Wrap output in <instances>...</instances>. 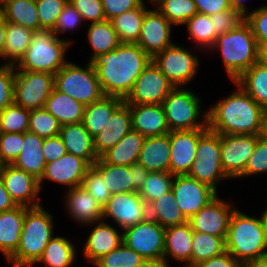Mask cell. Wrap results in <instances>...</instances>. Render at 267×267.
Segmentation results:
<instances>
[{"instance_id":"obj_1","label":"cell","mask_w":267,"mask_h":267,"mask_svg":"<svg viewBox=\"0 0 267 267\" xmlns=\"http://www.w3.org/2000/svg\"><path fill=\"white\" fill-rule=\"evenodd\" d=\"M151 60L137 43H121L107 54L96 57L92 64L104 95L125 100Z\"/></svg>"},{"instance_id":"obj_2","label":"cell","mask_w":267,"mask_h":267,"mask_svg":"<svg viewBox=\"0 0 267 267\" xmlns=\"http://www.w3.org/2000/svg\"><path fill=\"white\" fill-rule=\"evenodd\" d=\"M234 84L237 91L207 111L208 128L220 135H260L265 109Z\"/></svg>"},{"instance_id":"obj_3","label":"cell","mask_w":267,"mask_h":267,"mask_svg":"<svg viewBox=\"0 0 267 267\" xmlns=\"http://www.w3.org/2000/svg\"><path fill=\"white\" fill-rule=\"evenodd\" d=\"M41 206L29 208L17 250L7 259L13 267H31L38 262L53 237V219Z\"/></svg>"},{"instance_id":"obj_4","label":"cell","mask_w":267,"mask_h":267,"mask_svg":"<svg viewBox=\"0 0 267 267\" xmlns=\"http://www.w3.org/2000/svg\"><path fill=\"white\" fill-rule=\"evenodd\" d=\"M225 241L226 251L241 265L267 255V238L261 219L250 217L237 208L232 213Z\"/></svg>"},{"instance_id":"obj_5","label":"cell","mask_w":267,"mask_h":267,"mask_svg":"<svg viewBox=\"0 0 267 267\" xmlns=\"http://www.w3.org/2000/svg\"><path fill=\"white\" fill-rule=\"evenodd\" d=\"M213 47L219 48L224 69L234 82L258 60V43L246 21L217 36Z\"/></svg>"},{"instance_id":"obj_6","label":"cell","mask_w":267,"mask_h":267,"mask_svg":"<svg viewBox=\"0 0 267 267\" xmlns=\"http://www.w3.org/2000/svg\"><path fill=\"white\" fill-rule=\"evenodd\" d=\"M71 41L58 38L52 30L34 31L30 45L15 69L47 72L55 75L66 63L65 53Z\"/></svg>"},{"instance_id":"obj_7","label":"cell","mask_w":267,"mask_h":267,"mask_svg":"<svg viewBox=\"0 0 267 267\" xmlns=\"http://www.w3.org/2000/svg\"><path fill=\"white\" fill-rule=\"evenodd\" d=\"M54 84L57 91L72 97L84 106L105 96L92 62H88L85 68L67 62L54 75Z\"/></svg>"},{"instance_id":"obj_8","label":"cell","mask_w":267,"mask_h":267,"mask_svg":"<svg viewBox=\"0 0 267 267\" xmlns=\"http://www.w3.org/2000/svg\"><path fill=\"white\" fill-rule=\"evenodd\" d=\"M200 98L192 91L175 87L163 101V108L170 132L209 129L207 112L203 120L199 121L201 114Z\"/></svg>"},{"instance_id":"obj_9","label":"cell","mask_w":267,"mask_h":267,"mask_svg":"<svg viewBox=\"0 0 267 267\" xmlns=\"http://www.w3.org/2000/svg\"><path fill=\"white\" fill-rule=\"evenodd\" d=\"M123 243L145 260L163 267L165 228L147 218L144 222L123 230Z\"/></svg>"},{"instance_id":"obj_10","label":"cell","mask_w":267,"mask_h":267,"mask_svg":"<svg viewBox=\"0 0 267 267\" xmlns=\"http://www.w3.org/2000/svg\"><path fill=\"white\" fill-rule=\"evenodd\" d=\"M54 88L53 74L18 69L14 81V104L30 111L43 108Z\"/></svg>"},{"instance_id":"obj_11","label":"cell","mask_w":267,"mask_h":267,"mask_svg":"<svg viewBox=\"0 0 267 267\" xmlns=\"http://www.w3.org/2000/svg\"><path fill=\"white\" fill-rule=\"evenodd\" d=\"M175 87L151 60L136 79L133 89L124 102L127 105H162Z\"/></svg>"},{"instance_id":"obj_12","label":"cell","mask_w":267,"mask_h":267,"mask_svg":"<svg viewBox=\"0 0 267 267\" xmlns=\"http://www.w3.org/2000/svg\"><path fill=\"white\" fill-rule=\"evenodd\" d=\"M152 61L174 87H183L193 80L199 66L198 58L193 53L175 44L157 53Z\"/></svg>"},{"instance_id":"obj_13","label":"cell","mask_w":267,"mask_h":267,"mask_svg":"<svg viewBox=\"0 0 267 267\" xmlns=\"http://www.w3.org/2000/svg\"><path fill=\"white\" fill-rule=\"evenodd\" d=\"M171 190L175 202L187 219L198 213L217 195L209 185L188 175H175Z\"/></svg>"},{"instance_id":"obj_14","label":"cell","mask_w":267,"mask_h":267,"mask_svg":"<svg viewBox=\"0 0 267 267\" xmlns=\"http://www.w3.org/2000/svg\"><path fill=\"white\" fill-rule=\"evenodd\" d=\"M93 166L100 172L112 195L139 192L149 174L138 162L130 166H118L105 163L99 158Z\"/></svg>"},{"instance_id":"obj_15","label":"cell","mask_w":267,"mask_h":267,"mask_svg":"<svg viewBox=\"0 0 267 267\" xmlns=\"http://www.w3.org/2000/svg\"><path fill=\"white\" fill-rule=\"evenodd\" d=\"M108 217L124 230L148 218V205L138 192L115 194L103 207L102 219Z\"/></svg>"},{"instance_id":"obj_16","label":"cell","mask_w":267,"mask_h":267,"mask_svg":"<svg viewBox=\"0 0 267 267\" xmlns=\"http://www.w3.org/2000/svg\"><path fill=\"white\" fill-rule=\"evenodd\" d=\"M259 135H220L221 162L225 174L239 177L253 154Z\"/></svg>"},{"instance_id":"obj_17","label":"cell","mask_w":267,"mask_h":267,"mask_svg":"<svg viewBox=\"0 0 267 267\" xmlns=\"http://www.w3.org/2000/svg\"><path fill=\"white\" fill-rule=\"evenodd\" d=\"M0 178L17 206L28 208L41 206L38 201L41 188L35 176L16 168L13 164H5Z\"/></svg>"},{"instance_id":"obj_18","label":"cell","mask_w":267,"mask_h":267,"mask_svg":"<svg viewBox=\"0 0 267 267\" xmlns=\"http://www.w3.org/2000/svg\"><path fill=\"white\" fill-rule=\"evenodd\" d=\"M234 210L235 208L232 209L229 203L216 196L198 213L188 219V222L194 231L216 237H227L230 219Z\"/></svg>"},{"instance_id":"obj_19","label":"cell","mask_w":267,"mask_h":267,"mask_svg":"<svg viewBox=\"0 0 267 267\" xmlns=\"http://www.w3.org/2000/svg\"><path fill=\"white\" fill-rule=\"evenodd\" d=\"M171 23L158 10H148L143 18L137 44L153 58L174 43L170 40Z\"/></svg>"},{"instance_id":"obj_20","label":"cell","mask_w":267,"mask_h":267,"mask_svg":"<svg viewBox=\"0 0 267 267\" xmlns=\"http://www.w3.org/2000/svg\"><path fill=\"white\" fill-rule=\"evenodd\" d=\"M208 129L172 131L170 139V173L172 175H187L196 158L199 138Z\"/></svg>"},{"instance_id":"obj_21","label":"cell","mask_w":267,"mask_h":267,"mask_svg":"<svg viewBox=\"0 0 267 267\" xmlns=\"http://www.w3.org/2000/svg\"><path fill=\"white\" fill-rule=\"evenodd\" d=\"M90 165L83 159L66 153L60 159L46 163L45 171L39 180L42 189V181L48 179L59 184L66 185L69 189L81 186Z\"/></svg>"},{"instance_id":"obj_22","label":"cell","mask_w":267,"mask_h":267,"mask_svg":"<svg viewBox=\"0 0 267 267\" xmlns=\"http://www.w3.org/2000/svg\"><path fill=\"white\" fill-rule=\"evenodd\" d=\"M132 118L133 131L145 138L170 133L163 105H128Z\"/></svg>"},{"instance_id":"obj_23","label":"cell","mask_w":267,"mask_h":267,"mask_svg":"<svg viewBox=\"0 0 267 267\" xmlns=\"http://www.w3.org/2000/svg\"><path fill=\"white\" fill-rule=\"evenodd\" d=\"M109 121L94 138V149L98 158L133 130L130 109L125 102L112 114Z\"/></svg>"},{"instance_id":"obj_24","label":"cell","mask_w":267,"mask_h":267,"mask_svg":"<svg viewBox=\"0 0 267 267\" xmlns=\"http://www.w3.org/2000/svg\"><path fill=\"white\" fill-rule=\"evenodd\" d=\"M123 243V234L108 222L103 220L96 222L84 245V255L91 263H95L102 256L115 250Z\"/></svg>"},{"instance_id":"obj_25","label":"cell","mask_w":267,"mask_h":267,"mask_svg":"<svg viewBox=\"0 0 267 267\" xmlns=\"http://www.w3.org/2000/svg\"><path fill=\"white\" fill-rule=\"evenodd\" d=\"M192 235L189 222L165 229L163 267H170L167 264L169 257L185 262V267H191Z\"/></svg>"},{"instance_id":"obj_26","label":"cell","mask_w":267,"mask_h":267,"mask_svg":"<svg viewBox=\"0 0 267 267\" xmlns=\"http://www.w3.org/2000/svg\"><path fill=\"white\" fill-rule=\"evenodd\" d=\"M66 209L81 224H93L103 217V207L82 186L68 189Z\"/></svg>"},{"instance_id":"obj_27","label":"cell","mask_w":267,"mask_h":267,"mask_svg":"<svg viewBox=\"0 0 267 267\" xmlns=\"http://www.w3.org/2000/svg\"><path fill=\"white\" fill-rule=\"evenodd\" d=\"M59 136L67 153L85 160L90 166L99 159L94 149V138L82 122L63 125Z\"/></svg>"},{"instance_id":"obj_28","label":"cell","mask_w":267,"mask_h":267,"mask_svg":"<svg viewBox=\"0 0 267 267\" xmlns=\"http://www.w3.org/2000/svg\"><path fill=\"white\" fill-rule=\"evenodd\" d=\"M169 133L161 136L146 137L139 154L138 163L149 172H170Z\"/></svg>"},{"instance_id":"obj_29","label":"cell","mask_w":267,"mask_h":267,"mask_svg":"<svg viewBox=\"0 0 267 267\" xmlns=\"http://www.w3.org/2000/svg\"><path fill=\"white\" fill-rule=\"evenodd\" d=\"M25 206L0 212V251L6 260L17 250L25 220Z\"/></svg>"},{"instance_id":"obj_30","label":"cell","mask_w":267,"mask_h":267,"mask_svg":"<svg viewBox=\"0 0 267 267\" xmlns=\"http://www.w3.org/2000/svg\"><path fill=\"white\" fill-rule=\"evenodd\" d=\"M43 141L40 136L27 131L24 133L23 148L13 165L35 176L38 180L44 174L46 162L43 156Z\"/></svg>"},{"instance_id":"obj_31","label":"cell","mask_w":267,"mask_h":267,"mask_svg":"<svg viewBox=\"0 0 267 267\" xmlns=\"http://www.w3.org/2000/svg\"><path fill=\"white\" fill-rule=\"evenodd\" d=\"M123 103L124 100L121 98L104 96L99 101L85 106L82 123L93 138L106 127L112 114Z\"/></svg>"},{"instance_id":"obj_32","label":"cell","mask_w":267,"mask_h":267,"mask_svg":"<svg viewBox=\"0 0 267 267\" xmlns=\"http://www.w3.org/2000/svg\"><path fill=\"white\" fill-rule=\"evenodd\" d=\"M144 140L142 134L132 130L100 158L110 165L130 166L138 161Z\"/></svg>"},{"instance_id":"obj_33","label":"cell","mask_w":267,"mask_h":267,"mask_svg":"<svg viewBox=\"0 0 267 267\" xmlns=\"http://www.w3.org/2000/svg\"><path fill=\"white\" fill-rule=\"evenodd\" d=\"M44 108L51 113L60 124H76L83 121L85 106L55 88L46 100Z\"/></svg>"},{"instance_id":"obj_34","label":"cell","mask_w":267,"mask_h":267,"mask_svg":"<svg viewBox=\"0 0 267 267\" xmlns=\"http://www.w3.org/2000/svg\"><path fill=\"white\" fill-rule=\"evenodd\" d=\"M148 218L154 220L165 229L188 222V219L177 206L172 190L148 205Z\"/></svg>"},{"instance_id":"obj_35","label":"cell","mask_w":267,"mask_h":267,"mask_svg":"<svg viewBox=\"0 0 267 267\" xmlns=\"http://www.w3.org/2000/svg\"><path fill=\"white\" fill-rule=\"evenodd\" d=\"M33 30L7 22L5 32V46L2 57L9 59L6 64L16 66L23 58L30 45Z\"/></svg>"},{"instance_id":"obj_36","label":"cell","mask_w":267,"mask_h":267,"mask_svg":"<svg viewBox=\"0 0 267 267\" xmlns=\"http://www.w3.org/2000/svg\"><path fill=\"white\" fill-rule=\"evenodd\" d=\"M2 8L5 19L33 31L40 30L37 7L35 0H4Z\"/></svg>"},{"instance_id":"obj_37","label":"cell","mask_w":267,"mask_h":267,"mask_svg":"<svg viewBox=\"0 0 267 267\" xmlns=\"http://www.w3.org/2000/svg\"><path fill=\"white\" fill-rule=\"evenodd\" d=\"M235 82L258 105L267 109V66L256 62Z\"/></svg>"},{"instance_id":"obj_38","label":"cell","mask_w":267,"mask_h":267,"mask_svg":"<svg viewBox=\"0 0 267 267\" xmlns=\"http://www.w3.org/2000/svg\"><path fill=\"white\" fill-rule=\"evenodd\" d=\"M88 41L93 49V55L90 58L92 62L101 54H107L114 50L121 43L116 30L110 20L90 23L87 32Z\"/></svg>"},{"instance_id":"obj_39","label":"cell","mask_w":267,"mask_h":267,"mask_svg":"<svg viewBox=\"0 0 267 267\" xmlns=\"http://www.w3.org/2000/svg\"><path fill=\"white\" fill-rule=\"evenodd\" d=\"M148 10L143 2L138 8L128 10L110 20L120 43H137L143 18Z\"/></svg>"},{"instance_id":"obj_40","label":"cell","mask_w":267,"mask_h":267,"mask_svg":"<svg viewBox=\"0 0 267 267\" xmlns=\"http://www.w3.org/2000/svg\"><path fill=\"white\" fill-rule=\"evenodd\" d=\"M226 237H216L193 230L191 267L226 251Z\"/></svg>"},{"instance_id":"obj_41","label":"cell","mask_w":267,"mask_h":267,"mask_svg":"<svg viewBox=\"0 0 267 267\" xmlns=\"http://www.w3.org/2000/svg\"><path fill=\"white\" fill-rule=\"evenodd\" d=\"M75 250L67 238L53 236L37 263H45L47 267H69L75 260Z\"/></svg>"},{"instance_id":"obj_42","label":"cell","mask_w":267,"mask_h":267,"mask_svg":"<svg viewBox=\"0 0 267 267\" xmlns=\"http://www.w3.org/2000/svg\"><path fill=\"white\" fill-rule=\"evenodd\" d=\"M189 31V39L197 42L195 44L201 45L202 48H213L217 35L213 28V23L210 20V16L206 14L196 13L186 23Z\"/></svg>"},{"instance_id":"obj_43","label":"cell","mask_w":267,"mask_h":267,"mask_svg":"<svg viewBox=\"0 0 267 267\" xmlns=\"http://www.w3.org/2000/svg\"><path fill=\"white\" fill-rule=\"evenodd\" d=\"M157 10L173 25L185 24L197 11L194 0H162Z\"/></svg>"},{"instance_id":"obj_44","label":"cell","mask_w":267,"mask_h":267,"mask_svg":"<svg viewBox=\"0 0 267 267\" xmlns=\"http://www.w3.org/2000/svg\"><path fill=\"white\" fill-rule=\"evenodd\" d=\"M189 177L197 179L199 182L205 183L217 192V184L230 179L222 168V162L199 160L196 159L192 163L191 169L187 174ZM219 181V182H218Z\"/></svg>"},{"instance_id":"obj_45","label":"cell","mask_w":267,"mask_h":267,"mask_svg":"<svg viewBox=\"0 0 267 267\" xmlns=\"http://www.w3.org/2000/svg\"><path fill=\"white\" fill-rule=\"evenodd\" d=\"M30 110L16 104L0 111V133H25L29 130Z\"/></svg>"},{"instance_id":"obj_46","label":"cell","mask_w":267,"mask_h":267,"mask_svg":"<svg viewBox=\"0 0 267 267\" xmlns=\"http://www.w3.org/2000/svg\"><path fill=\"white\" fill-rule=\"evenodd\" d=\"M174 175L170 172H149L143 187L138 192L140 197L149 205L155 199L171 190Z\"/></svg>"},{"instance_id":"obj_47","label":"cell","mask_w":267,"mask_h":267,"mask_svg":"<svg viewBox=\"0 0 267 267\" xmlns=\"http://www.w3.org/2000/svg\"><path fill=\"white\" fill-rule=\"evenodd\" d=\"M62 125L44 107L30 111L29 130L41 138L55 137L60 134Z\"/></svg>"},{"instance_id":"obj_48","label":"cell","mask_w":267,"mask_h":267,"mask_svg":"<svg viewBox=\"0 0 267 267\" xmlns=\"http://www.w3.org/2000/svg\"><path fill=\"white\" fill-rule=\"evenodd\" d=\"M145 259L122 243L115 250L102 256L94 265L96 267H134L141 265Z\"/></svg>"},{"instance_id":"obj_49","label":"cell","mask_w":267,"mask_h":267,"mask_svg":"<svg viewBox=\"0 0 267 267\" xmlns=\"http://www.w3.org/2000/svg\"><path fill=\"white\" fill-rule=\"evenodd\" d=\"M81 186L88 191L102 207H104L112 197L100 172L93 165L87 169Z\"/></svg>"},{"instance_id":"obj_50","label":"cell","mask_w":267,"mask_h":267,"mask_svg":"<svg viewBox=\"0 0 267 267\" xmlns=\"http://www.w3.org/2000/svg\"><path fill=\"white\" fill-rule=\"evenodd\" d=\"M40 29L52 30L69 0H35Z\"/></svg>"},{"instance_id":"obj_51","label":"cell","mask_w":267,"mask_h":267,"mask_svg":"<svg viewBox=\"0 0 267 267\" xmlns=\"http://www.w3.org/2000/svg\"><path fill=\"white\" fill-rule=\"evenodd\" d=\"M196 159L221 162L220 134L208 129L199 138Z\"/></svg>"},{"instance_id":"obj_52","label":"cell","mask_w":267,"mask_h":267,"mask_svg":"<svg viewBox=\"0 0 267 267\" xmlns=\"http://www.w3.org/2000/svg\"><path fill=\"white\" fill-rule=\"evenodd\" d=\"M24 142V133H0V160L13 164L18 158Z\"/></svg>"},{"instance_id":"obj_53","label":"cell","mask_w":267,"mask_h":267,"mask_svg":"<svg viewBox=\"0 0 267 267\" xmlns=\"http://www.w3.org/2000/svg\"><path fill=\"white\" fill-rule=\"evenodd\" d=\"M210 20L213 23L216 35L220 36L238 28L246 21V17H244L239 11H235L230 8L217 14L210 15Z\"/></svg>"},{"instance_id":"obj_54","label":"cell","mask_w":267,"mask_h":267,"mask_svg":"<svg viewBox=\"0 0 267 267\" xmlns=\"http://www.w3.org/2000/svg\"><path fill=\"white\" fill-rule=\"evenodd\" d=\"M267 173V140L259 135L244 172L238 177Z\"/></svg>"},{"instance_id":"obj_55","label":"cell","mask_w":267,"mask_h":267,"mask_svg":"<svg viewBox=\"0 0 267 267\" xmlns=\"http://www.w3.org/2000/svg\"><path fill=\"white\" fill-rule=\"evenodd\" d=\"M16 70L12 65H0V111L14 103Z\"/></svg>"},{"instance_id":"obj_56","label":"cell","mask_w":267,"mask_h":267,"mask_svg":"<svg viewBox=\"0 0 267 267\" xmlns=\"http://www.w3.org/2000/svg\"><path fill=\"white\" fill-rule=\"evenodd\" d=\"M69 2L79 12L83 21L90 20L93 23L106 20L101 0H69Z\"/></svg>"},{"instance_id":"obj_57","label":"cell","mask_w":267,"mask_h":267,"mask_svg":"<svg viewBox=\"0 0 267 267\" xmlns=\"http://www.w3.org/2000/svg\"><path fill=\"white\" fill-rule=\"evenodd\" d=\"M246 22L250 25L257 43H267V6H260L249 12Z\"/></svg>"},{"instance_id":"obj_58","label":"cell","mask_w":267,"mask_h":267,"mask_svg":"<svg viewBox=\"0 0 267 267\" xmlns=\"http://www.w3.org/2000/svg\"><path fill=\"white\" fill-rule=\"evenodd\" d=\"M82 20L83 18L76 8L68 2L56 20L53 33L58 37V34L61 32L64 33L68 29L77 28Z\"/></svg>"},{"instance_id":"obj_59","label":"cell","mask_w":267,"mask_h":267,"mask_svg":"<svg viewBox=\"0 0 267 267\" xmlns=\"http://www.w3.org/2000/svg\"><path fill=\"white\" fill-rule=\"evenodd\" d=\"M103 12L107 20H112L116 16L128 10L138 8L143 0H101Z\"/></svg>"},{"instance_id":"obj_60","label":"cell","mask_w":267,"mask_h":267,"mask_svg":"<svg viewBox=\"0 0 267 267\" xmlns=\"http://www.w3.org/2000/svg\"><path fill=\"white\" fill-rule=\"evenodd\" d=\"M42 150L46 163L60 159L67 153L66 147L59 135L45 138L43 141Z\"/></svg>"},{"instance_id":"obj_61","label":"cell","mask_w":267,"mask_h":267,"mask_svg":"<svg viewBox=\"0 0 267 267\" xmlns=\"http://www.w3.org/2000/svg\"><path fill=\"white\" fill-rule=\"evenodd\" d=\"M198 13L208 16L230 9V0H194Z\"/></svg>"},{"instance_id":"obj_62","label":"cell","mask_w":267,"mask_h":267,"mask_svg":"<svg viewBox=\"0 0 267 267\" xmlns=\"http://www.w3.org/2000/svg\"><path fill=\"white\" fill-rule=\"evenodd\" d=\"M194 267H241V264L227 251L223 254L202 261Z\"/></svg>"},{"instance_id":"obj_63","label":"cell","mask_w":267,"mask_h":267,"mask_svg":"<svg viewBox=\"0 0 267 267\" xmlns=\"http://www.w3.org/2000/svg\"><path fill=\"white\" fill-rule=\"evenodd\" d=\"M16 206L0 178V212L12 210Z\"/></svg>"},{"instance_id":"obj_64","label":"cell","mask_w":267,"mask_h":267,"mask_svg":"<svg viewBox=\"0 0 267 267\" xmlns=\"http://www.w3.org/2000/svg\"><path fill=\"white\" fill-rule=\"evenodd\" d=\"M7 21L5 19L4 12L0 7V56L3 55V49L5 46V32Z\"/></svg>"},{"instance_id":"obj_65","label":"cell","mask_w":267,"mask_h":267,"mask_svg":"<svg viewBox=\"0 0 267 267\" xmlns=\"http://www.w3.org/2000/svg\"><path fill=\"white\" fill-rule=\"evenodd\" d=\"M241 267H267V255L246 261Z\"/></svg>"},{"instance_id":"obj_66","label":"cell","mask_w":267,"mask_h":267,"mask_svg":"<svg viewBox=\"0 0 267 267\" xmlns=\"http://www.w3.org/2000/svg\"><path fill=\"white\" fill-rule=\"evenodd\" d=\"M258 63L267 66V43H258Z\"/></svg>"},{"instance_id":"obj_67","label":"cell","mask_w":267,"mask_h":267,"mask_svg":"<svg viewBox=\"0 0 267 267\" xmlns=\"http://www.w3.org/2000/svg\"><path fill=\"white\" fill-rule=\"evenodd\" d=\"M245 0H230V6L235 11H239L244 17L248 15V11L245 4Z\"/></svg>"},{"instance_id":"obj_68","label":"cell","mask_w":267,"mask_h":267,"mask_svg":"<svg viewBox=\"0 0 267 267\" xmlns=\"http://www.w3.org/2000/svg\"><path fill=\"white\" fill-rule=\"evenodd\" d=\"M260 136L267 140V109H265L263 114Z\"/></svg>"},{"instance_id":"obj_69","label":"cell","mask_w":267,"mask_h":267,"mask_svg":"<svg viewBox=\"0 0 267 267\" xmlns=\"http://www.w3.org/2000/svg\"><path fill=\"white\" fill-rule=\"evenodd\" d=\"M262 224H263V229L265 232V237L267 238V208L266 210L262 213V216L260 217Z\"/></svg>"},{"instance_id":"obj_70","label":"cell","mask_w":267,"mask_h":267,"mask_svg":"<svg viewBox=\"0 0 267 267\" xmlns=\"http://www.w3.org/2000/svg\"><path fill=\"white\" fill-rule=\"evenodd\" d=\"M134 267H159L155 263L145 260L141 265H137Z\"/></svg>"},{"instance_id":"obj_71","label":"cell","mask_w":267,"mask_h":267,"mask_svg":"<svg viewBox=\"0 0 267 267\" xmlns=\"http://www.w3.org/2000/svg\"><path fill=\"white\" fill-rule=\"evenodd\" d=\"M150 2L156 3V5L161 2L162 0H149Z\"/></svg>"},{"instance_id":"obj_72","label":"cell","mask_w":267,"mask_h":267,"mask_svg":"<svg viewBox=\"0 0 267 267\" xmlns=\"http://www.w3.org/2000/svg\"><path fill=\"white\" fill-rule=\"evenodd\" d=\"M3 163L1 162V160H0V173H1V171H2V168H3Z\"/></svg>"}]
</instances>
